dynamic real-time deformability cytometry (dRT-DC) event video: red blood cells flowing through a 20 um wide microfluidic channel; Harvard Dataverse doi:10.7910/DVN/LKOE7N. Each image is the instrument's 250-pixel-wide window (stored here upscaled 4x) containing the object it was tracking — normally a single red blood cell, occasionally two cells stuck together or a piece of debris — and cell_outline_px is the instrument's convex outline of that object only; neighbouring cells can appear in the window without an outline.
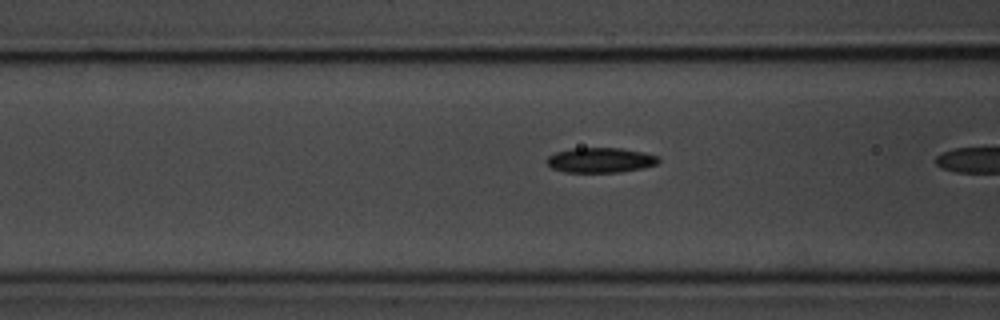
{"species": "common noctule bat (a hibernating species)", "species_latin": "Nyctalus noctula", "temperature_condition": "room temperature", "stored_images_in_passage": 8, "camera_frame_rate_fps": 3000, "um_per_image_px": 0.085, "animal": {"sex": "male", "body_mass_g": 20.1, "forearm_length_mm": 53.5}, "frame": {"image": 1, "passage_image": 7, "time_ms": 2.0, "image_size_px": [1000, 320], "cell_outline_px": [[660, 160], [656, 164], [644, 168], [620, 172], [564, 172], [552, 168], [548, 164], [548, 156], [556, 152], [572, 148], [620, 148], [644, 152], [656, 156]], "centroid_in_image_um": [51.04, 13.61], "position_along_channel_um": 115.6, "area_um2": 16.18}}